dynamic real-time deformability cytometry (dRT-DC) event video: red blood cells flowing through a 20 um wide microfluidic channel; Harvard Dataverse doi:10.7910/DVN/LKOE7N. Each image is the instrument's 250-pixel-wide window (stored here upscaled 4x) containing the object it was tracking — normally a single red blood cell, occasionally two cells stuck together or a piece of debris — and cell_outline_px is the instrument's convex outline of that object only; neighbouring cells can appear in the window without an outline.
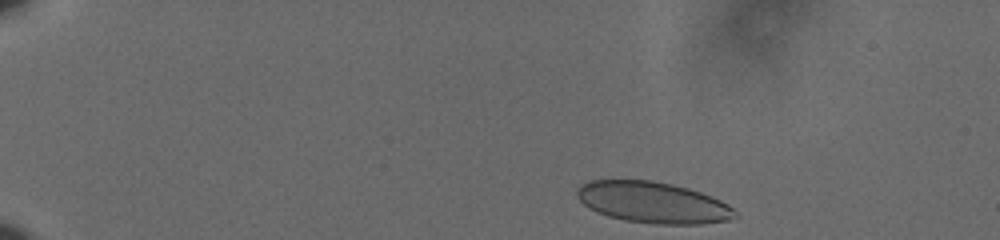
{"species": "human", "species_latin": "Homo sapiens", "temperature_condition": "cold", "stored_images_in_passage": 49, "camera_frame_rate_fps": 3000, "um_per_image_px": 0.085, "donor": {"sex": "male"}, "frame": {"image": 1, "passage_image": 1, "time_ms": 0.0, "image_size_px": [1000, 240], "cell_outline_px": [[740, 216], [728, 220], [700, 224], [656, 224], [624, 220], [608, 216], [596, 212], [588, 208], [576, 196], [576, 192], [588, 180], [652, 180], [672, 184], [688, 188], [712, 196], [728, 204]], "centroid_in_image_um": [55.51, 17.21], "position_along_channel_um": 29.5, "area_um2": 37.97}}
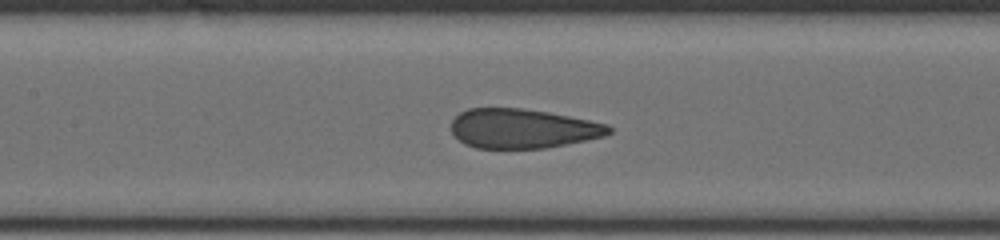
{"frame": {"image": 2, "passage_image": 21, "time_ms": 6.667, "image_size_px": [1000, 240], "cell_outline_px": [[612, 132], [604, 136], [544, 148], [476, 148], [464, 144], [452, 132], [452, 120], [460, 112], [468, 108], [524, 108], [548, 112], [608, 124], [612, 128]], "centroid_in_image_um": [44.4, 10.92], "position_along_channel_um": 163.0, "area_um2": 36.01}}
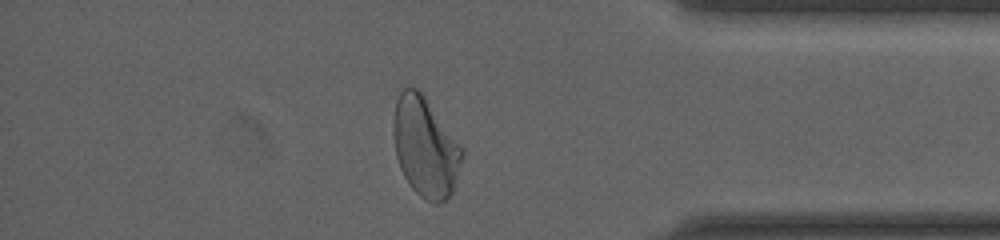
{"frame": {"image": 3, "passage_image": 42, "time_ms": 13.667, "image_size_px": [1000, 240], "cell_outline_px": [[464, 152], [452, 192], [440, 204], [432, 204], [424, 200], [408, 184], [400, 168], [396, 156], [392, 132], [392, 120], [396, 100], [400, 92], [404, 88], [416, 88], [424, 96], [464, 148]], "centroid_in_image_um": [36.13, 12.51], "position_along_channel_um": 399.1, "area_um2": 40.0}, "authors_computed_cell_mechanics": {"area_um2": 38.2058, "velocity_mm_per_s": 3.6106, "shape_relaxation_time_tau1_ms": 6.0442, "shape_relaxation_time_tau2_ms": null, "deformation_change_tau1": 0.1415, "deformation_change_tau2": null}}